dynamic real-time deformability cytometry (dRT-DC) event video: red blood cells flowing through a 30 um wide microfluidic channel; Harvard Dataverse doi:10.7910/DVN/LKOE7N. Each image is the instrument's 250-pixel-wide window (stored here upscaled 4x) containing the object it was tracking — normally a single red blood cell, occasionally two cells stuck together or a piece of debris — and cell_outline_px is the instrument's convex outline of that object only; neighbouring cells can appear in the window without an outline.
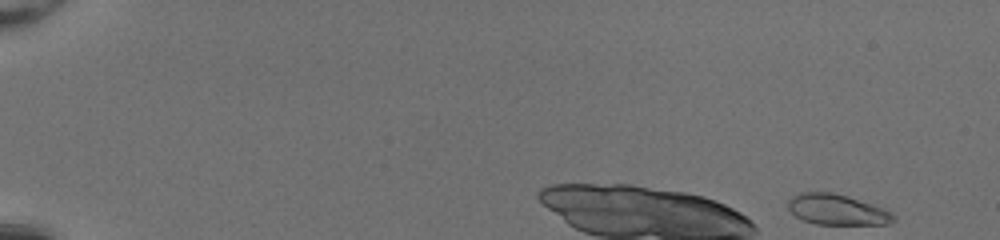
{"species": "common noctule bat (a hibernating species)", "species_latin": "Nyctalus noctula", "temperature_condition": "room temperature", "stored_images_in_passage": 45, "camera_frame_rate_fps": 3000, "um_per_image_px": 0.085, "animal": {"sex": "female", "body_mass_g": 20.0, "forearm_length_mm": 54.0}, "frame": {"image": 1, "passage_image": 1, "time_ms": 0.0, "image_size_px": [1000, 240], "cell_outline_px": [[896, 220], [888, 224], [816, 224], [804, 220], [796, 216], [788, 208], [788, 200], [792, 196], [800, 192], [832, 192], [848, 196], [884, 208], [892, 212], [896, 216]], "centroid_in_image_um": [71.17, 17.81], "position_along_channel_um": 13.8, "area_um2": 18.84}}
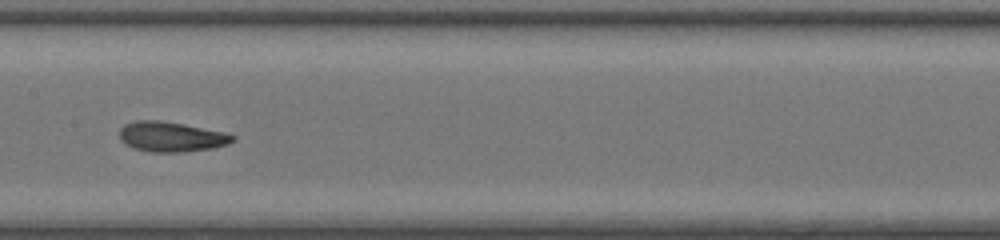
{"frame": {"image": 2, "passage_image": 27, "time_ms": 8.667, "image_size_px": [1000, 240], "cell_outline_px": [[236, 140], [228, 144], [212, 148], [184, 152], [152, 152], [132, 148], [124, 144], [120, 140], [120, 128], [124, 124], [136, 120], [160, 120], [184, 124], [224, 132], [236, 136]], "centroid_in_image_um": [14.54, 11.62], "position_along_channel_um": 192.9, "area_um2": 20.0}}
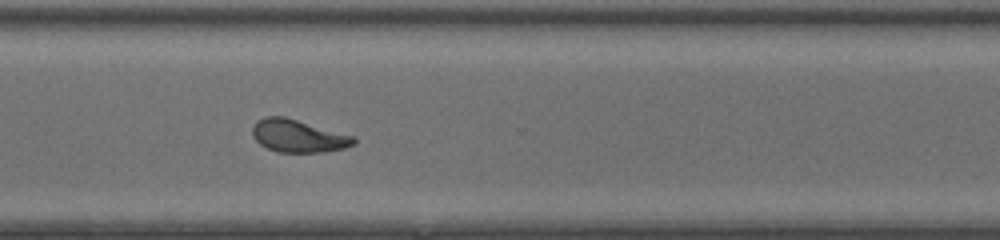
{"frame": {"image": 3, "passage_image": 38, "time_ms": 12.333, "image_size_px": [1000, 240], "cell_outline_px": [[356, 144], [344, 148], [324, 152], [276, 152], [260, 144], [252, 136], [252, 128], [264, 116], [284, 116], [356, 136]], "centroid_in_image_um": [25.39, 11.56], "position_along_channel_um": 345.2, "area_um2": 19.36}, "authors_computed_cell_mechanics": {"area_um2": 19.3052, "velocity_mm_per_s": 4.1678, "shape_relaxation_time_tau1_ms": 5.1569, "shape_relaxation_time_tau2_ms": 1.4296, "deformation_change_tau1": 0.1702, "deformation_change_tau2": 0.0774}}